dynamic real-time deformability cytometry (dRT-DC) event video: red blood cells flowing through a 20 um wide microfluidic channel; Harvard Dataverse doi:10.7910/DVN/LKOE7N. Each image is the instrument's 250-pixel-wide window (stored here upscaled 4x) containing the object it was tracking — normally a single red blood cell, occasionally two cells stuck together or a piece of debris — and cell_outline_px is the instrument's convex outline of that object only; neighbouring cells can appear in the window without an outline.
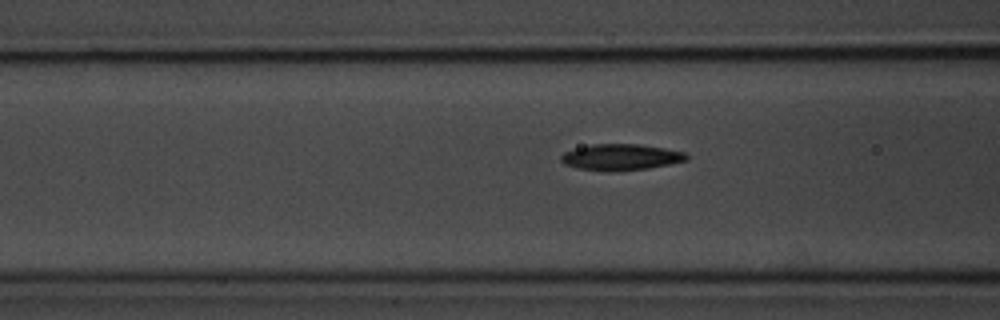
{"species": "common noctule bat (a hibernating species)", "species_latin": "Nyctalus noctula", "temperature_condition": "room temperature", "stored_images_in_passage": 19, "camera_frame_rate_fps": 3000, "um_per_image_px": 0.085, "animal": {"sex": "male", "body_mass_g": 20.1, "forearm_length_mm": 53.5}, "frame": {"image": 1, "passage_image": 17, "time_ms": 5.333, "image_size_px": [1000, 320], "cell_outline_px": [[688, 160], [648, 168], [616, 172], [604, 172], [576, 168], [564, 164], [560, 160], [560, 156], [564, 152], [576, 148], [592, 144], [640, 144], [664, 148], [684, 152], [688, 156]], "centroid_in_image_um": [52.73, 13.37], "position_along_channel_um": 113.9, "area_um2": 19.36}}